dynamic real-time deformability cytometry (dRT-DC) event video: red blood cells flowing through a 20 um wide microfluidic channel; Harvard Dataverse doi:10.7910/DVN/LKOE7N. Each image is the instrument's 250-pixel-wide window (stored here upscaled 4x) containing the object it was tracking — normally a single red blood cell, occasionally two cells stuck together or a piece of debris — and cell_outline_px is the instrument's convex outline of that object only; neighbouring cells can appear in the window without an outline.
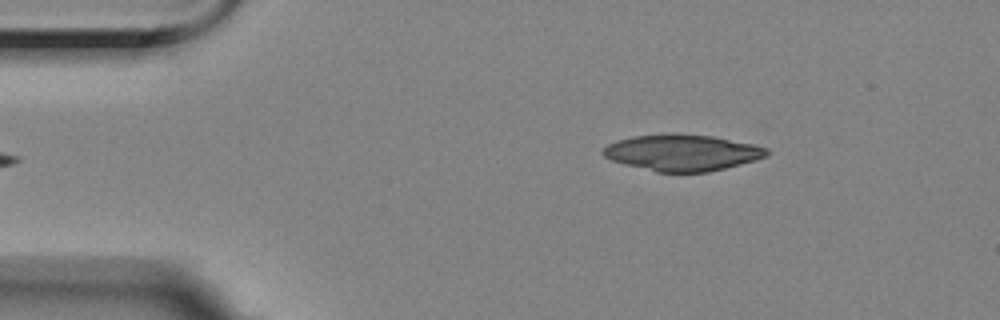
{"species": "Egyptian fruit bat (a non-hibernating species)", "species_latin": "Rousettus aegyptiacus", "temperature_condition": "room temperature", "stored_images_in_passage": 48, "camera_frame_rate_fps": 3000, "um_per_image_px": 0.085, "animal": {"sex": "female"}, "frame": {"image": 1, "passage_image": 1, "time_ms": 0.0, "image_size_px": [1000, 320], "cell_outline_px": [[772, 152], [768, 156], [756, 160], [708, 172], [656, 172], [624, 164], [612, 160], [604, 156], [600, 152], [608, 144], [616, 140], [632, 136], [672, 132], [712, 136], [752, 144], [768, 148]], "centroid_in_image_um": [57.98, 12.96], "position_along_channel_um": 27.0, "area_um2": 34.97}}